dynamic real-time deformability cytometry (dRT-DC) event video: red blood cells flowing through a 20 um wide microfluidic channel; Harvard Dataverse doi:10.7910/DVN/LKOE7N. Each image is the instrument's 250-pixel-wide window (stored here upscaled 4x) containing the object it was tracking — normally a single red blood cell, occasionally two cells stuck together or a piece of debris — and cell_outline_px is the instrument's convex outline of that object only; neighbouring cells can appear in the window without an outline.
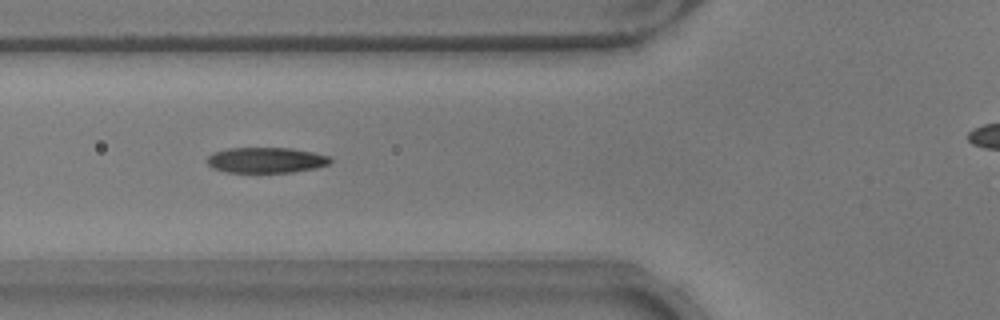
{"species": "common noctule bat (a hibernating species)", "species_latin": "Nyctalus noctula", "temperature_condition": "warm", "stored_images_in_passage": 29, "camera_frame_rate_fps": 3000, "um_per_image_px": 0.085, "animal": {"sex": "male", "body_mass_g": 17.9}, "frame": {"image": 1, "passage_image": 7, "time_ms": 2.0, "image_size_px": [1000, 320], "cell_outline_px": [[332, 160], [328, 164], [316, 168], [292, 172], [224, 172], [212, 168], [208, 164], [208, 156], [212, 152], [228, 148], [292, 148], [332, 156]], "centroid_in_image_um": [22.62, 13.6], "position_along_channel_um": 103.2, "area_um2": 18.44}}
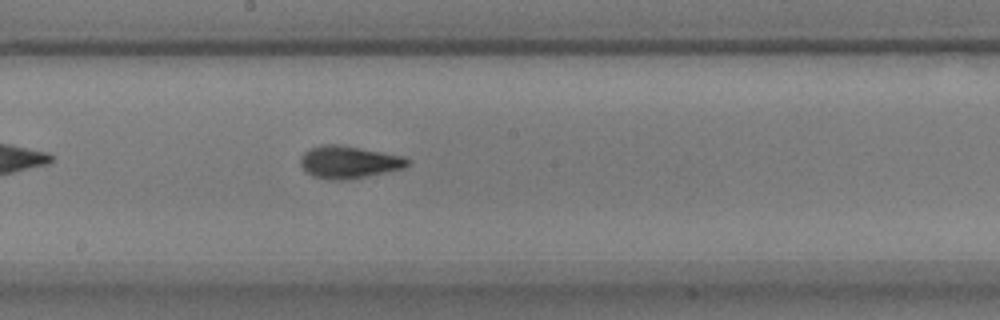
{"frame": {"image": 2, "passage_image": 16, "time_ms": 5.0, "image_size_px": [1000, 320], "cell_outline_px": [[412, 164], [404, 168], [364, 176], [340, 180], [336, 180], [312, 176], [300, 164], [300, 156], [304, 152], [320, 144], [340, 144], [404, 156]], "centroid_in_image_um": [29.65, 13.75], "position_along_channel_um": 218.5, "area_um2": 20.0}}
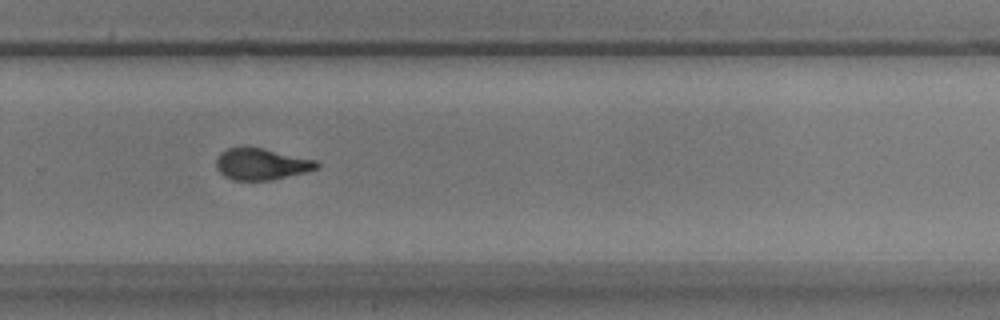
{"frame": {"image": 3, "passage_image": 23, "time_ms": 7.333, "image_size_px": [1000, 320], "cell_outline_px": [[320, 164], [316, 168], [304, 172], [272, 180], [236, 180], [224, 176], [216, 168], [216, 160], [220, 152], [228, 148], [244, 144], [264, 148], [316, 160]], "centroid_in_image_um": [22.17, 13.91], "position_along_channel_um": 307.6, "area_um2": 18.73}, "authors_computed_cell_mechanics": {"area_um2": 18.7272, "velocity_mm_per_s": 3.8293, "shape_relaxation_time_tau1_ms": 3.9419, "shape_relaxation_time_tau2_ms": 1.7003, "deformation_change_tau1": 0.1802, "deformation_change_tau2": 0.0918}}